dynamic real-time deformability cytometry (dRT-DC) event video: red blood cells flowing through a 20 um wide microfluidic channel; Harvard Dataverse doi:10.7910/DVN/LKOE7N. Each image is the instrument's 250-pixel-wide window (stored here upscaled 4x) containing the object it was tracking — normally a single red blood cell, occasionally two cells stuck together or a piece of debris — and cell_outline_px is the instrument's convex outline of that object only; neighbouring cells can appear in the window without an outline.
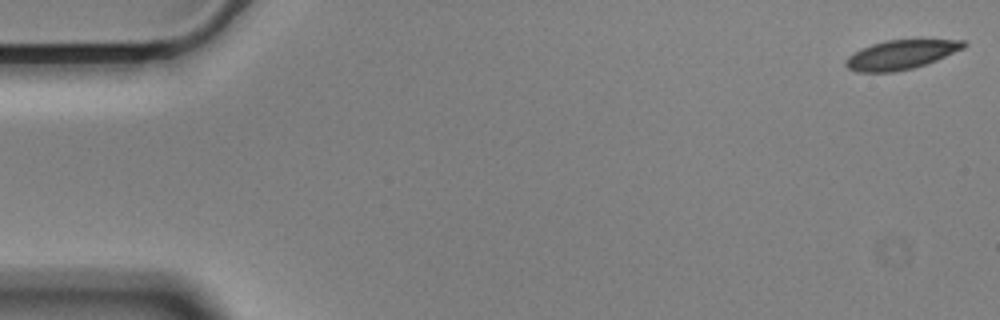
{"species": "Egyptian fruit bat (a non-hibernating species)", "species_latin": "Rousettus aegyptiacus", "temperature_condition": "cold", "stored_images_in_passage": 57, "camera_frame_rate_fps": 3000, "um_per_image_px": 0.085, "animal": {"sex": "male"}, "frame": {"image": 1, "passage_image": 1, "time_ms": 0.0, "image_size_px": [1000, 320], "cell_outline_px": [[968, 44], [964, 48], [936, 60], [912, 68], [892, 72], [856, 72], [848, 68], [844, 64], [844, 60], [848, 56], [860, 48], [884, 40], [964, 40]], "centroid_in_image_um": [76.53, 4.65], "position_along_channel_um": 8.5, "area_um2": 20.0}}
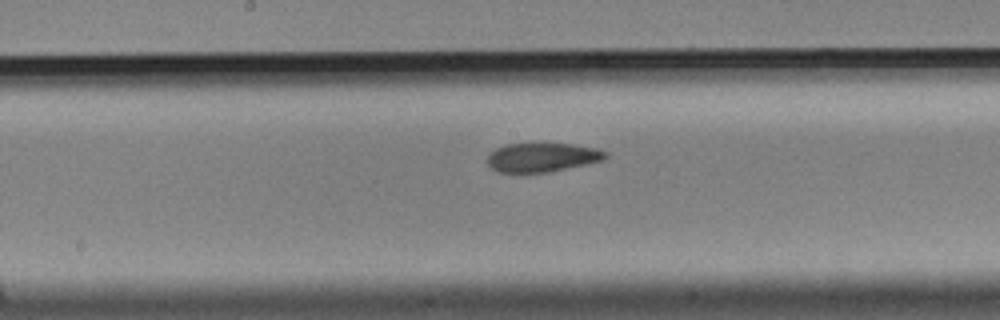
{"frame": {"image": 2, "passage_image": 29, "time_ms": 9.333, "image_size_px": [1000, 320], "cell_outline_px": [[608, 156], [604, 160], [548, 172], [496, 172], [484, 160], [496, 148], [504, 144], [572, 144], [596, 148], [608, 152]], "centroid_in_image_um": [46.07, 13.37], "position_along_channel_um": 202.1, "area_um2": 19.88}}
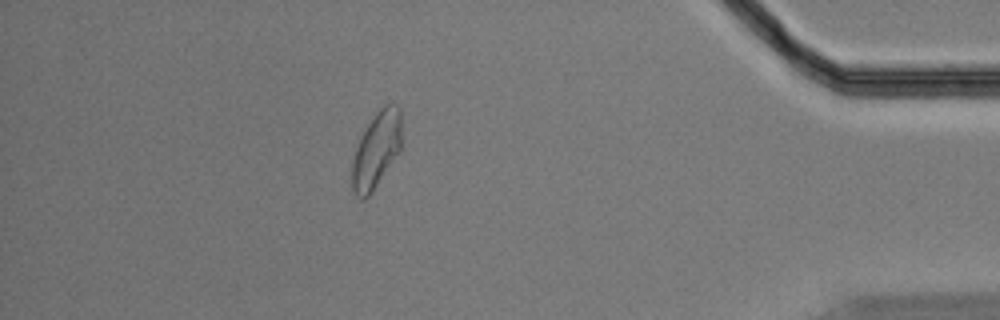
{"frame": {"image": 3, "passage_image": 50, "time_ms": 16.333, "image_size_px": [1000, 320], "cell_outline_px": [[400, 152], [372, 192], [364, 200], [360, 200], [356, 196], [352, 188], [352, 160], [360, 136], [376, 112], [384, 104], [396, 104], [400, 108]], "centroid_in_image_um": [31.98, 12.77], "position_along_channel_um": 403.2, "area_um2": 21.96}, "authors_computed_cell_mechanics": {"area_um2": 21.5016, "velocity_mm_per_s": 3.5096, "shape_relaxation_time_tau1_ms": 4.0075, "shape_relaxation_time_tau2_ms": 2.4265, "deformation_change_tau1": 0.144, "deformation_change_tau2": 0.0781}}